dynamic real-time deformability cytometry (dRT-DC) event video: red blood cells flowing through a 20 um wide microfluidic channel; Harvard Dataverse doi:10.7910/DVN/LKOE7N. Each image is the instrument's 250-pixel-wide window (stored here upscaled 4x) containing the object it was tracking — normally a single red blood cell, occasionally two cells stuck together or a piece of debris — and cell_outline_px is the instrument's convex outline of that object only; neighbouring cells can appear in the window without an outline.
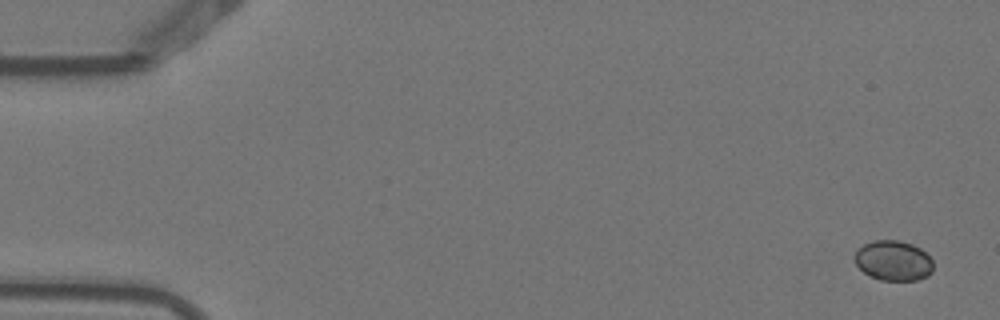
{"species": "Egyptian fruit bat (a non-hibernating species)", "species_latin": "Rousettus aegyptiacus", "temperature_condition": "warm", "stored_images_in_passage": 5, "camera_frame_rate_fps": 3000, "um_per_image_px": 0.085, "animal": {"sex": "female"}, "frame": {"image": 1, "passage_image": 1, "time_ms": 0.0, "image_size_px": [1000, 320], "cell_outline_px": [[932, 272], [928, 276], [916, 280], [880, 280], [864, 272], [856, 264], [856, 252], [864, 244], [872, 240], [896, 240], [912, 244], [920, 248], [932, 260]], "centroid_in_image_um": [75.95, 22.15], "position_along_channel_um": 9.0, "area_um2": 18.09}}